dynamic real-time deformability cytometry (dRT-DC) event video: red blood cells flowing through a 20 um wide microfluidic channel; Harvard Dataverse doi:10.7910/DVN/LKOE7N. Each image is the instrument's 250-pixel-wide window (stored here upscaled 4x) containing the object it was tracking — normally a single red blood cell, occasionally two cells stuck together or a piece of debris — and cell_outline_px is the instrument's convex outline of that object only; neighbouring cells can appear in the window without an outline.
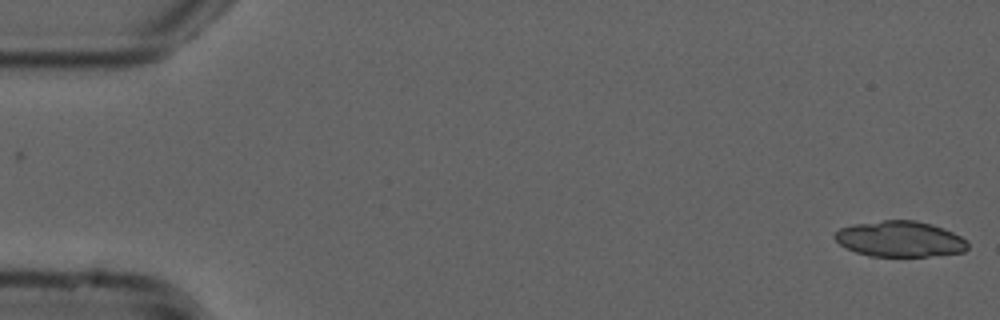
{"species": "common noctule bat (a hibernating species)", "species_latin": "Nyctalus noctula", "temperature_condition": "cold", "stored_images_in_passage": 16, "camera_frame_rate_fps": 3000, "um_per_image_px": 0.085, "animal": {"sex": "male", "forearm_length_mm": 52.5}, "frame": {"image": 1, "passage_image": 1, "time_ms": 0.0, "image_size_px": [1000, 320], "cell_outline_px": [[968, 248], [964, 252], [928, 256], [868, 256], [856, 252], [840, 244], [832, 236], [840, 228], [852, 224], [884, 220], [916, 220], [932, 224], [944, 228], [968, 240]], "centroid_in_image_um": [76.5, 20.31], "position_along_channel_um": 8.5, "area_um2": 27.8}}
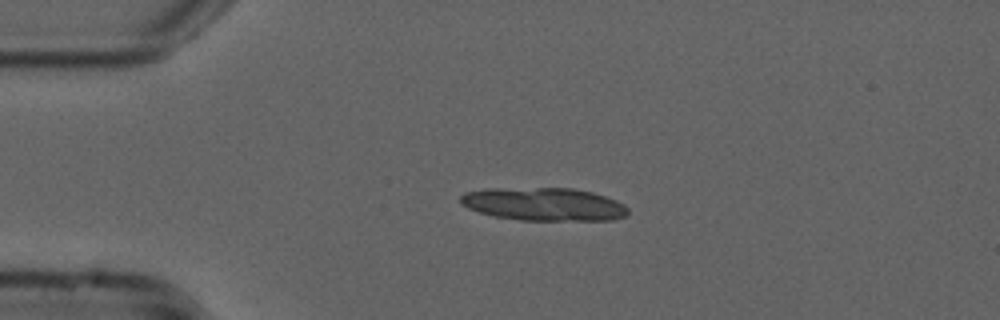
{"frame": {"image": 2, "passage_image": 12, "time_ms": 3.667, "image_size_px": [1000, 320], "cell_outline_px": [[628, 212], [624, 216], [612, 220], [520, 220], [496, 216], [480, 212], [468, 208], [460, 204], [460, 196], [464, 192], [484, 188], [572, 188], [592, 192], [616, 200], [624, 204], [628, 208]], "centroid_in_image_um": [46.2, 17.35], "position_along_channel_um": 38.8, "area_um2": 32.31}}